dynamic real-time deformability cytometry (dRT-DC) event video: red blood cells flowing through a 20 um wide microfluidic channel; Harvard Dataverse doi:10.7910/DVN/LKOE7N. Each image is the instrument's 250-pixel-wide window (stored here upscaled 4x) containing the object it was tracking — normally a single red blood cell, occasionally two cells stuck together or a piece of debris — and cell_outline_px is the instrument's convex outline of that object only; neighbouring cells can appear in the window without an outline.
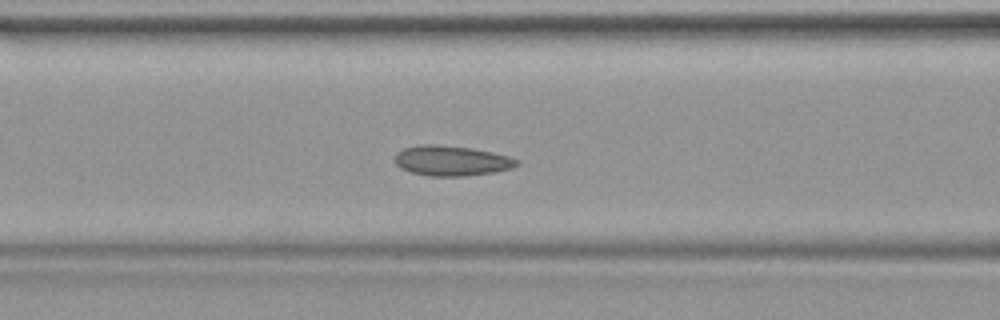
{"species": "common noctule bat (a hibernating species)", "species_latin": "Nyctalus noctula", "temperature_condition": "warm", "stored_images_in_passage": 29, "camera_frame_rate_fps": 3000, "um_per_image_px": 0.085, "animal": {"sex": "female", "body_mass_g": 19.9}, "frame": {"image": 1, "passage_image": 5, "time_ms": 1.333, "image_size_px": [1000, 320], "cell_outline_px": [[520, 164], [512, 168], [492, 172], [464, 176], [432, 176], [412, 172], [400, 168], [396, 164], [396, 152], [404, 148], [420, 144], [436, 144], [472, 148], [492, 152], [508, 156], [520, 160]], "centroid_in_image_um": [38.39, 13.65], "position_along_channel_um": 128.2, "area_um2": 21.39}}
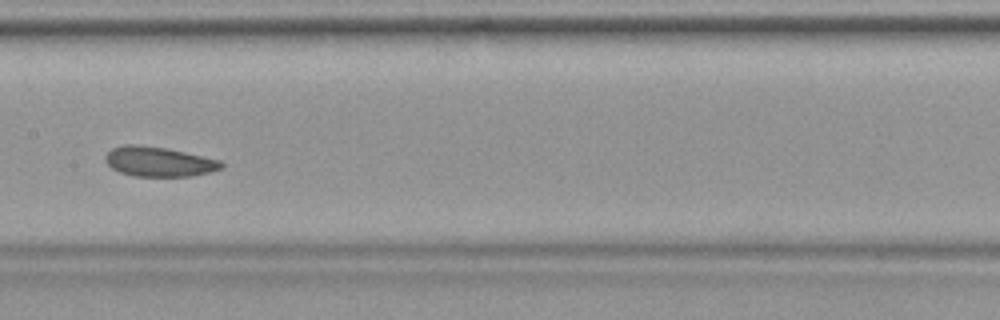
{"frame": {"image": 2, "passage_image": 9, "time_ms": 2.667, "image_size_px": [1000, 320], "cell_outline_px": [[224, 168], [192, 176], [132, 176], [120, 172], [112, 168], [104, 160], [104, 156], [112, 148], [124, 144], [136, 144], [168, 148], [220, 160], [224, 164]], "centroid_in_image_um": [13.49, 13.73], "position_along_channel_um": 193.9, "area_um2": 20.23}}